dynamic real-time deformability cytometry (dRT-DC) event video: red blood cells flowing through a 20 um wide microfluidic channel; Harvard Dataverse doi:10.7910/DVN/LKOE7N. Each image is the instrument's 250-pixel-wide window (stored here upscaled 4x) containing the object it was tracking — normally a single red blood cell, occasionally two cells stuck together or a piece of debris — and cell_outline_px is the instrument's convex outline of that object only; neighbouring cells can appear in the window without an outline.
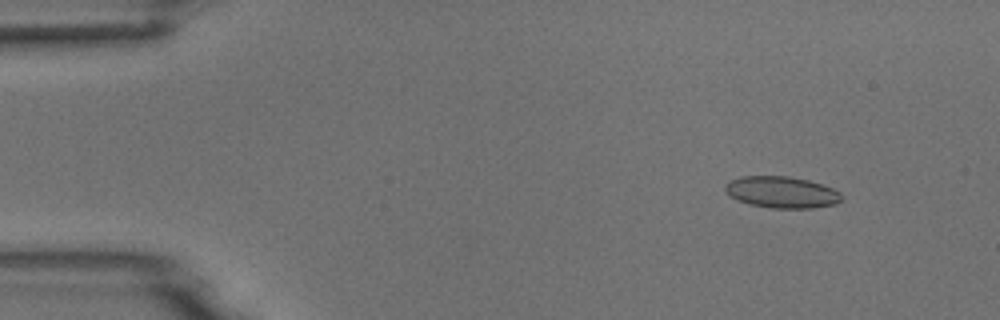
{"species": "common noctule bat (a hibernating species)", "species_latin": "Nyctalus noctula", "temperature_condition": "room temperature", "stored_images_in_passage": 4, "camera_frame_rate_fps": 3000, "um_per_image_px": 0.085, "animal": {"sex": "male", "body_mass_g": 18.8}, "frame": {"image": 1, "passage_image": 2, "time_ms": 1.0, "image_size_px": [1000, 320], "cell_outline_px": [[840, 200], [836, 204], [812, 208], [772, 208], [748, 204], [736, 200], [724, 192], [724, 184], [740, 176], [788, 176], [808, 180], [832, 188], [840, 192]], "centroid_in_image_um": [66.39, 16.34], "position_along_channel_um": 18.6, "area_um2": 21.44}}
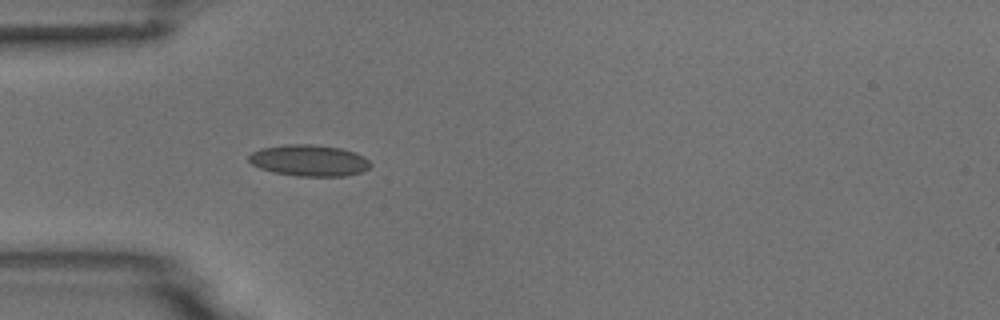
{"frame": {"image": 2, "passage_image": 4, "time_ms": 4.333, "image_size_px": [1000, 320], "cell_outline_px": [[372, 164], [368, 168], [360, 172], [348, 176], [296, 176], [272, 172], [260, 168], [252, 164], [248, 160], [248, 156], [252, 152], [260, 148], [288, 144], [312, 144], [340, 148], [356, 152], [364, 156]], "centroid_in_image_um": [26.27, 13.64], "position_along_channel_um": 58.7, "area_um2": 22.37}}